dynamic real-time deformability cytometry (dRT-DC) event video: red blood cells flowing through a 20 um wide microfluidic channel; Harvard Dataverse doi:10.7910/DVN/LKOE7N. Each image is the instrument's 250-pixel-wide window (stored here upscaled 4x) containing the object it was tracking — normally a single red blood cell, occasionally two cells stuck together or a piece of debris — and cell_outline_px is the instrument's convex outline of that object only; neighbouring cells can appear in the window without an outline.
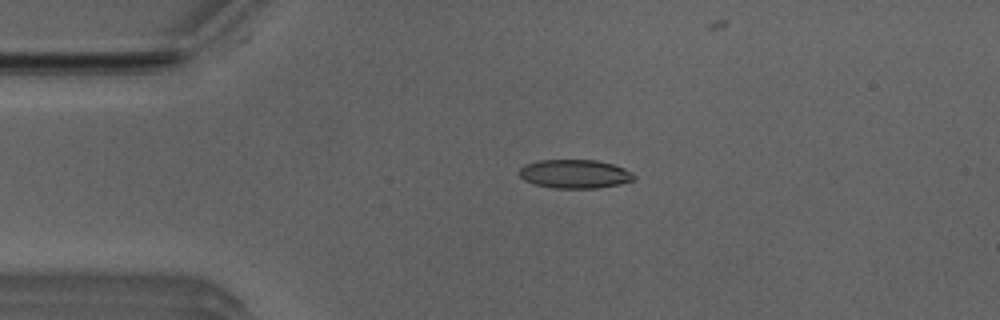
{"species": "Egyptian fruit bat (a non-hibernating species)", "species_latin": "Rousettus aegyptiacus", "temperature_condition": "room temperature", "stored_images_in_passage": 3, "camera_frame_rate_fps": 3000, "um_per_image_px": 0.085, "animal": {"sex": "male"}, "frame": {"image": 1, "passage_image": 2, "time_ms": 0.333, "image_size_px": [1000, 320], "cell_outline_px": [[636, 176], [632, 180], [620, 184], [596, 188], [552, 188], [536, 184], [524, 180], [520, 176], [520, 168], [524, 164], [536, 160], [596, 160], [612, 164], [624, 168], [632, 172]], "centroid_in_image_um": [48.84, 14.78], "position_along_channel_um": 36.2, "area_um2": 19.19}}